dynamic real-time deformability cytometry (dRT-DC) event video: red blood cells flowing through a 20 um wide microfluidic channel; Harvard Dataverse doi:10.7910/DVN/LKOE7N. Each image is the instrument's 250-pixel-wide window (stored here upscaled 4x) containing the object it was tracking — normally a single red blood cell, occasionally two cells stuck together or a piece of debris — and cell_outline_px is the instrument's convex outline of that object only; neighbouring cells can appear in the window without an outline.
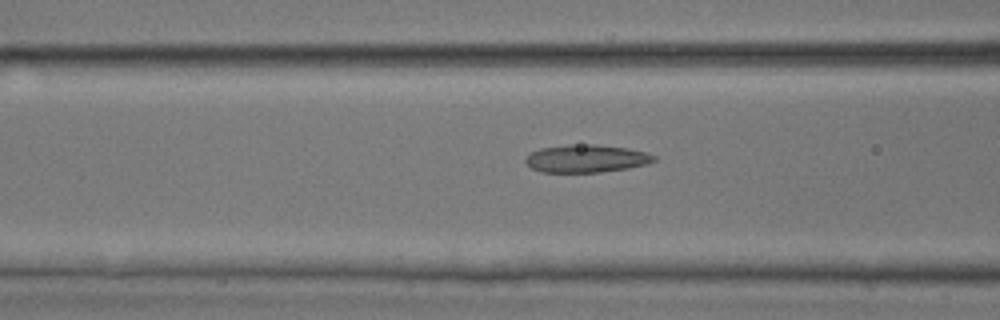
{"species": "common noctule bat (a hibernating species)", "species_latin": "Nyctalus noctula", "temperature_condition": "room temperature", "stored_images_in_passage": 41, "camera_frame_rate_fps": 3000, "um_per_image_px": 0.085, "animal": {"sex": "male", "body_mass_g": 17.9, "forearm_length_mm": 54.2}, "frame": {"image": 1, "passage_image": 15, "time_ms": 4.667, "image_size_px": [1000, 320], "cell_outline_px": [[656, 160], [648, 164], [628, 168], [600, 172], [540, 172], [532, 168], [524, 160], [532, 152], [540, 148], [568, 144], [596, 144], [628, 148], [644, 152], [656, 156]], "centroid_in_image_um": [49.85, 13.47], "position_along_channel_um": 116.8, "area_um2": 20.81}}
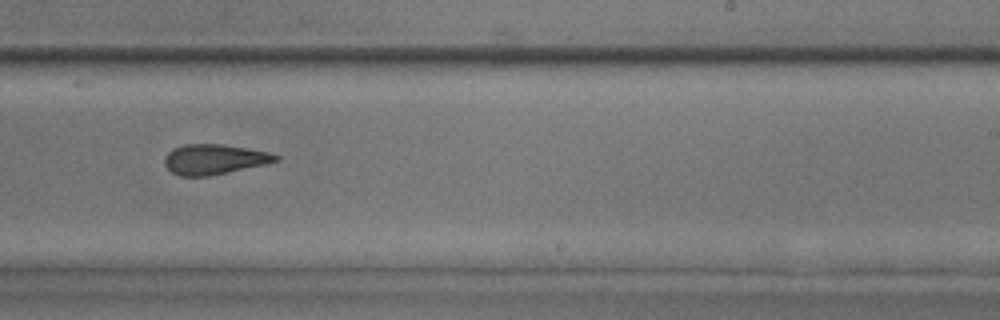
{"frame": {"image": 2, "passage_image": 25, "time_ms": 8.0, "image_size_px": [1000, 320], "cell_outline_px": [[280, 160], [268, 164], [208, 176], [180, 176], [172, 172], [164, 164], [164, 156], [172, 148], [184, 144], [224, 144], [248, 148], [268, 152], [280, 156]], "centroid_in_image_um": [18.22, 13.53], "position_along_channel_um": 270.8, "area_um2": 19.71}}
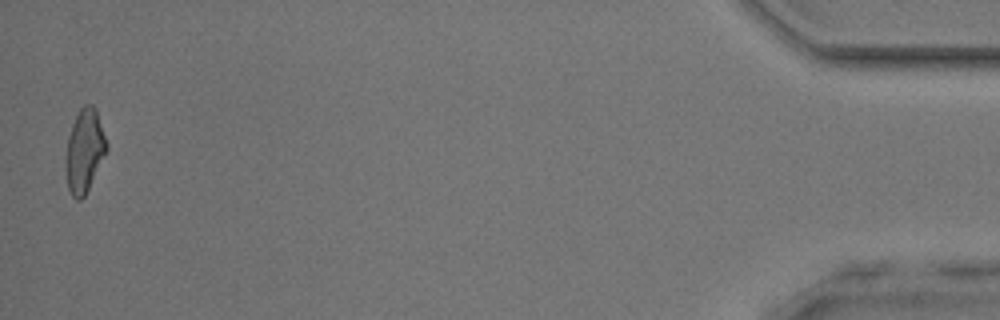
{"frame": {"image": 3, "passage_image": 41, "time_ms": 13.333, "image_size_px": [1000, 320], "cell_outline_px": [[108, 148], [84, 196], [80, 200], [76, 200], [72, 196], [68, 188], [64, 168], [64, 160], [68, 136], [72, 124], [80, 108], [84, 104], [92, 104], [96, 108], [108, 144]], "centroid_in_image_um": [7.16, 12.8], "position_along_channel_um": 428.0, "area_um2": 19.94}}